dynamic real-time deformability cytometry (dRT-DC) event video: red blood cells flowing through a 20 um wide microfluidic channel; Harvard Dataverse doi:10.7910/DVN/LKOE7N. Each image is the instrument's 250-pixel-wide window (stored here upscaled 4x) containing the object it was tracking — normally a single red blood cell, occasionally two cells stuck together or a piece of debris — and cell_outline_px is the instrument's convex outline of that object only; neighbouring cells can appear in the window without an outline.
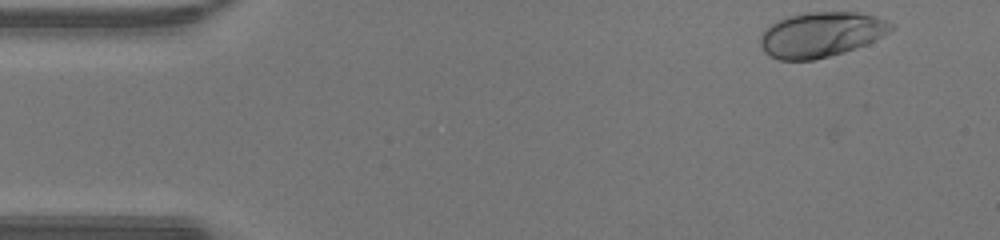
{"species": "human", "species_latin": "Homo sapiens", "temperature_condition": "warm", "stored_images_in_passage": 10, "camera_frame_rate_fps": 3000, "um_per_image_px": 0.085, "donor": {"sex": "male"}, "frame": {"image": 1, "passage_image": 1, "time_ms": 0.0, "image_size_px": [1000, 240], "cell_outline_px": [[896, 24], [888, 32], [856, 48], [844, 52], [812, 60], [780, 60], [768, 56], [764, 52], [760, 44], [760, 36], [764, 28], [788, 16], [808, 12], [856, 12], [876, 16]], "centroid_in_image_um": [69.75, 2.93], "position_along_channel_um": 15.2, "area_um2": 34.16}}